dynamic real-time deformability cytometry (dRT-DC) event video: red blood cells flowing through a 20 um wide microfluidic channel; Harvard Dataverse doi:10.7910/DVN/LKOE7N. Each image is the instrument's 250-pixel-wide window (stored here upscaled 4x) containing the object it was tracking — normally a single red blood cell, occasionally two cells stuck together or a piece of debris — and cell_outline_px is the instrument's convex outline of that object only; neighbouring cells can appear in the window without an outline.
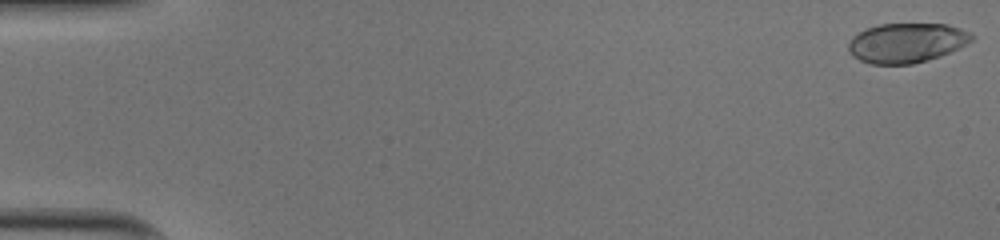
{"species": "human", "species_latin": "Homo sapiens", "temperature_condition": "cold", "stored_images_in_passage": 44, "camera_frame_rate_fps": 3000, "um_per_image_px": 0.085, "donor": {"sex": "male"}, "frame": {"image": 1, "passage_image": 1, "time_ms": 0.0, "image_size_px": [1000, 240], "cell_outline_px": [[976, 36], [972, 40], [940, 56], [912, 64], [872, 64], [860, 60], [852, 56], [848, 52], [848, 44], [852, 36], [868, 28], [880, 24], [948, 24], [972, 32]], "centroid_in_image_um": [77.05, 3.63], "position_along_channel_um": 8.0, "area_um2": 28.38}}
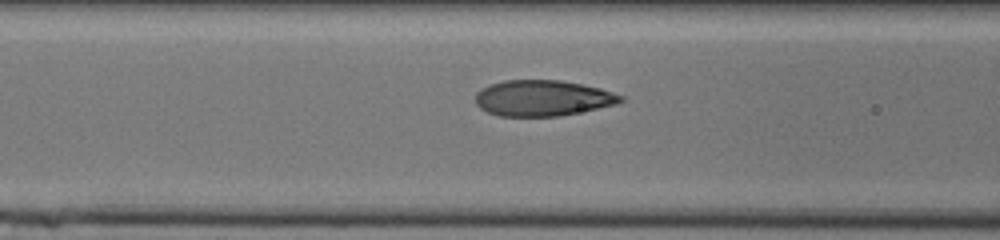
{"frame": {"image": 2, "passage_image": 22, "time_ms": 7.0, "image_size_px": [1000, 240], "cell_outline_px": [[624, 100], [616, 104], [556, 116], [500, 116], [488, 112], [480, 108], [476, 104], [476, 92], [480, 88], [504, 80], [560, 80], [600, 88], [624, 96]], "centroid_in_image_um": [46.09, 8.33], "position_along_channel_um": 120.5, "area_um2": 30.06}}
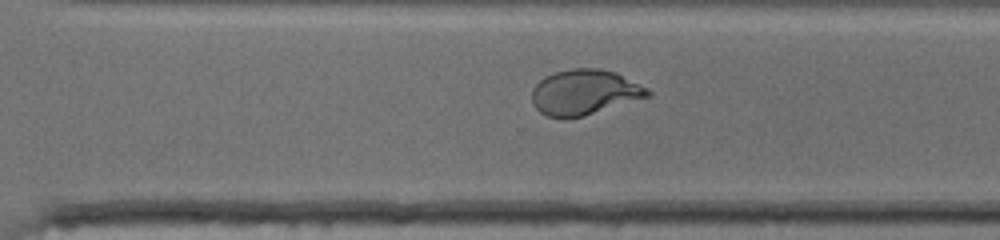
{"frame": {"image": 3, "passage_image": 37, "time_ms": 12.0, "image_size_px": [1000, 240], "cell_outline_px": [[652, 96], [584, 116], [568, 120], [560, 120], [548, 116], [540, 112], [532, 104], [532, 88], [544, 76], [556, 72], [572, 68], [600, 68], [616, 72], [648, 88], [652, 92]], "centroid_in_image_um": [49.68, 7.87], "position_along_channel_um": 320.9, "area_um2": 31.15}, "authors_computed_cell_mechanics": {"area_um2": 30.056, "velocity_mm_per_s": 4.0159, "shape_relaxation_time_tau1_ms": 5.7669, "shape_relaxation_time_tau2_ms": null, "deformation_change_tau1": 0.2308, "deformation_change_tau2": null}}